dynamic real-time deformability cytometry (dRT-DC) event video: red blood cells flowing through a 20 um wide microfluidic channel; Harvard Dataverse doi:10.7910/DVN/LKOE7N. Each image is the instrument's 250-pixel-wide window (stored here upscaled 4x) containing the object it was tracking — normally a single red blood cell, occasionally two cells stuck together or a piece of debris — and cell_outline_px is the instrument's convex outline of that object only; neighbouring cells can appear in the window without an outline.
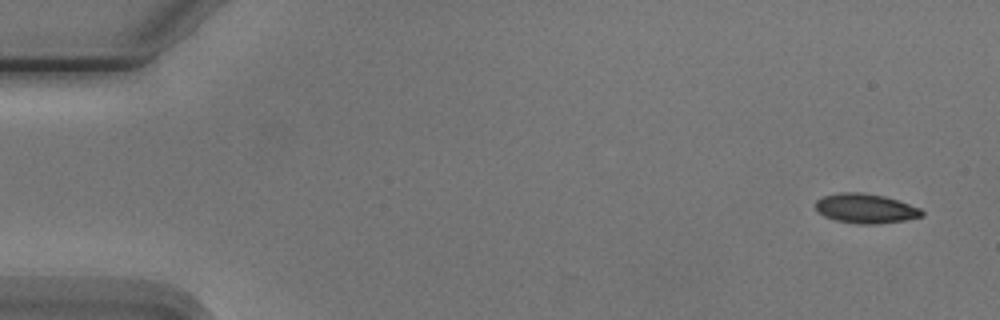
{"species": "Egyptian fruit bat (a non-hibernating species)", "species_latin": "Rousettus aegyptiacus", "temperature_condition": "cold", "stored_images_in_passage": 7, "camera_frame_rate_fps": 3000, "um_per_image_px": 0.085, "animal": {"sex": "male"}, "frame": {"image": 1, "passage_image": 1, "time_ms": 0.0, "image_size_px": [1000, 320], "cell_outline_px": [[924, 216], [904, 220], [876, 224], [860, 224], [836, 220], [824, 216], [816, 208], [816, 200], [824, 196], [840, 192], [860, 192], [884, 196], [920, 208], [924, 212]], "centroid_in_image_um": [73.58, 17.72], "position_along_channel_um": 11.4, "area_um2": 18.09}}
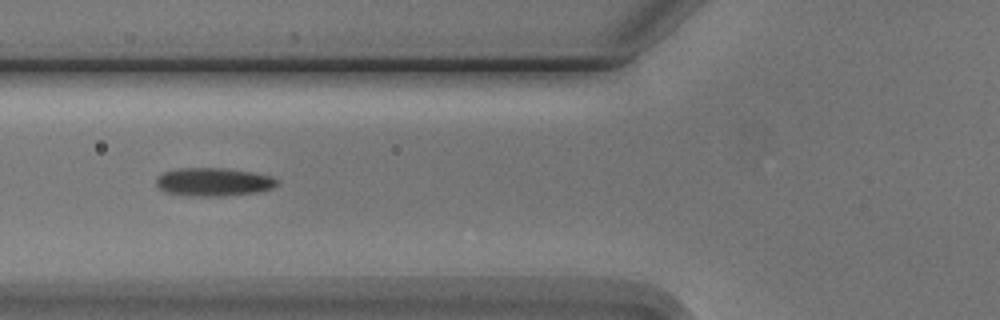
{"frame": {"image": 2, "passage_image": 6, "time_ms": 6.0, "image_size_px": [1000, 320], "cell_outline_px": [[280, 184], [272, 188], [260, 192], [224, 196], [192, 196], [164, 192], [156, 188], [156, 176], [164, 172], [180, 168], [224, 168], [252, 172], [272, 176], [280, 180]], "centroid_in_image_um": [18.16, 15.47], "position_along_channel_um": 107.6, "area_um2": 20.29}}
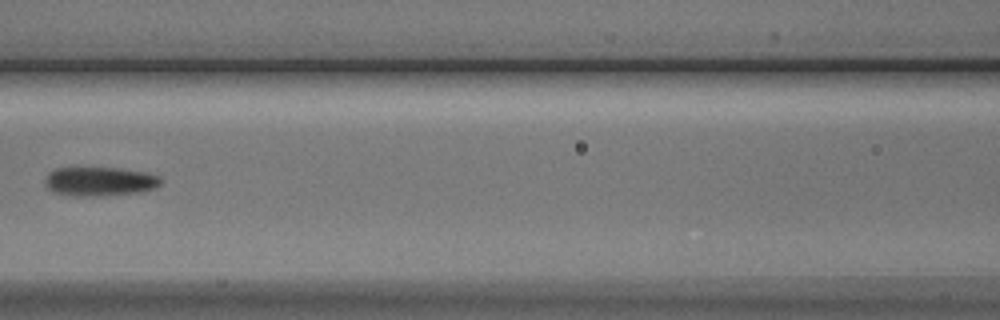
{"frame": {"image": 3, "passage_image": 7, "time_ms": 7.333, "image_size_px": [1000, 320], "cell_outline_px": [[164, 180], [156, 188], [140, 192], [100, 196], [72, 196], [52, 192], [44, 184], [44, 180], [48, 172], [56, 168], [116, 168], [144, 172], [160, 176]], "centroid_in_image_um": [8.46, 15.43], "position_along_channel_um": 158.1, "area_um2": 19.83}}